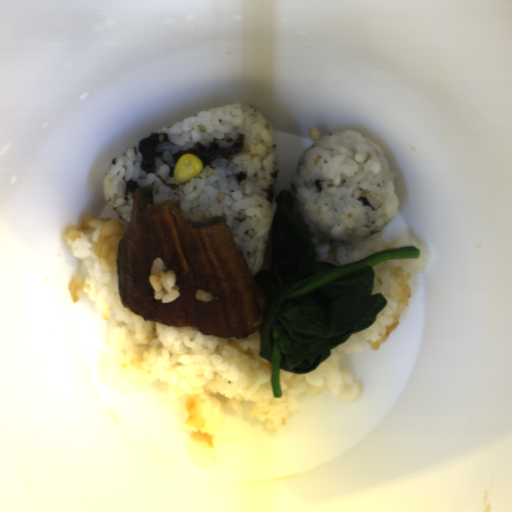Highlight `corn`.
Returning a JSON list of instances; mask_svg holds the SVG:
<instances>
[{
	"instance_id": "corn-1",
	"label": "corn",
	"mask_w": 512,
	"mask_h": 512,
	"mask_svg": "<svg viewBox=\"0 0 512 512\" xmlns=\"http://www.w3.org/2000/svg\"><path fill=\"white\" fill-rule=\"evenodd\" d=\"M202 161L191 153L181 155L173 170V180L178 183H187L202 172Z\"/></svg>"
}]
</instances>
